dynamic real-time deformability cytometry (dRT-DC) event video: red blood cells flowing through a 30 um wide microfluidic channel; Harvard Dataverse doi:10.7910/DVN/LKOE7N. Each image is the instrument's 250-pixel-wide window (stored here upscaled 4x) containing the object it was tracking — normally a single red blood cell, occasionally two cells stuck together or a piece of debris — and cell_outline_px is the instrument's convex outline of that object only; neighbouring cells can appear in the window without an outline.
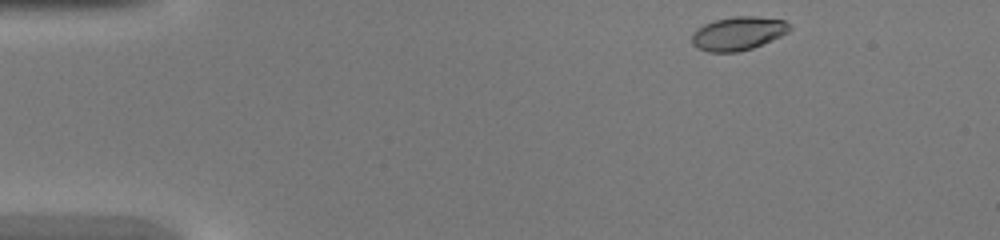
{"species": "common noctule bat (a hibernating species)", "species_latin": "Nyctalus noctula", "temperature_condition": "warm", "stored_images_in_passage": 8, "camera_frame_rate_fps": 3000, "um_per_image_px": 0.085, "animal": {"sex": "female", "body_mass_g": 20.0, "forearm_length_mm": 54.0}, "frame": {"image": 1, "passage_image": 1, "time_ms": 0.0, "image_size_px": [1000, 240], "cell_outline_px": [[792, 28], [788, 32], [772, 40], [752, 48], [736, 52], [708, 52], [692, 44], [692, 32], [696, 28], [704, 24], [716, 20], [736, 16], [756, 16], [784, 20], [792, 24]], "centroid_in_image_um": [62.76, 2.83], "position_along_channel_um": 22.2, "area_um2": 19.13}}